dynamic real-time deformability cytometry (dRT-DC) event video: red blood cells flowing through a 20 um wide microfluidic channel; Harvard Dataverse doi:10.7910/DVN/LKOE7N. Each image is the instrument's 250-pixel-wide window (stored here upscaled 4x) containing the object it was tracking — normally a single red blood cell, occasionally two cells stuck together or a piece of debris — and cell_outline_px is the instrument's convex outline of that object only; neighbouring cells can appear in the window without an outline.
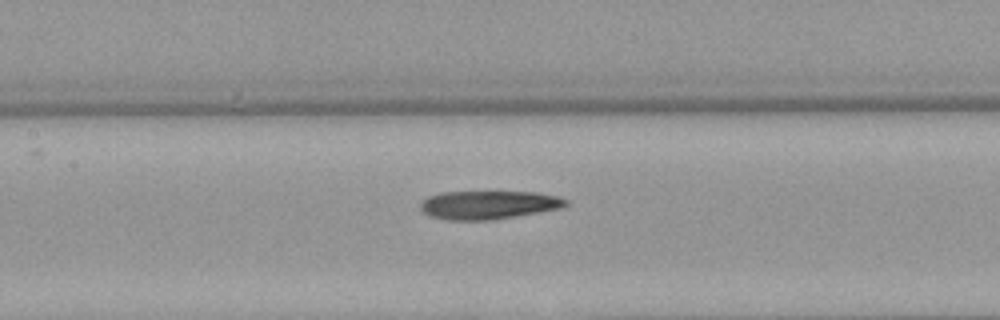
{"species": "Egyptian fruit bat (a non-hibernating species)", "species_latin": "Rousettus aegyptiacus", "temperature_condition": "warm", "stored_images_in_passage": 6, "camera_frame_rate_fps": 3000, "um_per_image_px": 0.085, "animal": {"sex": "female"}, "frame": {"image": 1, "passage_image": 6, "time_ms": 7.0, "image_size_px": [1000, 320], "cell_outline_px": [[568, 204], [560, 208], [540, 212], [492, 220], [448, 220], [428, 216], [420, 208], [420, 200], [428, 196], [440, 192], [536, 192], [556, 196], [568, 200]], "centroid_in_image_um": [41.47, 17.41], "position_along_channel_um": 165.9, "area_um2": 24.22}}